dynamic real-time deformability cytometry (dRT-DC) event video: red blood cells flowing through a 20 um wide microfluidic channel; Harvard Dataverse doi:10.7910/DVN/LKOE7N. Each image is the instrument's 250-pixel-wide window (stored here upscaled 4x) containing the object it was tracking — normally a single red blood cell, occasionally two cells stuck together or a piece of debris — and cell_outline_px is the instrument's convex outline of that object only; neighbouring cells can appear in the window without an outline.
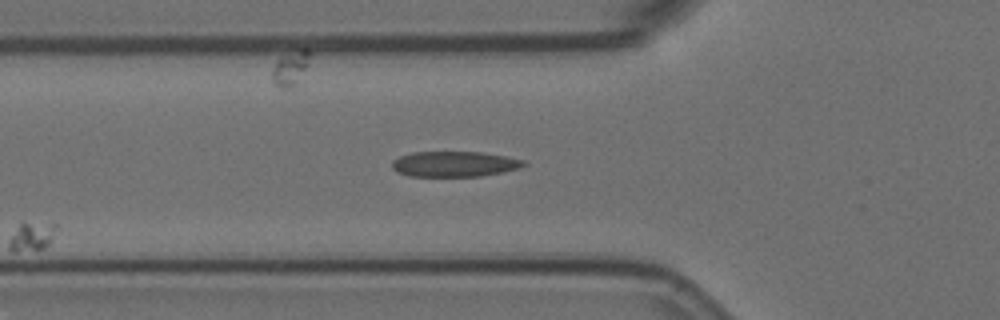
{"species": "Egyptian fruit bat (a non-hibernating species)", "species_latin": "Rousettus aegyptiacus", "temperature_condition": "room temperature", "stored_images_in_passage": 4, "camera_frame_rate_fps": 3000, "um_per_image_px": 0.085, "animal": {"sex": "female"}, "frame": {"image": 1, "passage_image": 4, "time_ms": 1.0, "image_size_px": [1000, 320], "cell_outline_px": [[528, 164], [520, 168], [480, 176], [408, 176], [396, 172], [392, 168], [392, 160], [400, 156], [412, 152], [480, 152], [504, 156], [524, 160]], "centroid_in_image_um": [38.59, 13.94], "position_along_channel_um": 87.2, "area_um2": 19.48}}